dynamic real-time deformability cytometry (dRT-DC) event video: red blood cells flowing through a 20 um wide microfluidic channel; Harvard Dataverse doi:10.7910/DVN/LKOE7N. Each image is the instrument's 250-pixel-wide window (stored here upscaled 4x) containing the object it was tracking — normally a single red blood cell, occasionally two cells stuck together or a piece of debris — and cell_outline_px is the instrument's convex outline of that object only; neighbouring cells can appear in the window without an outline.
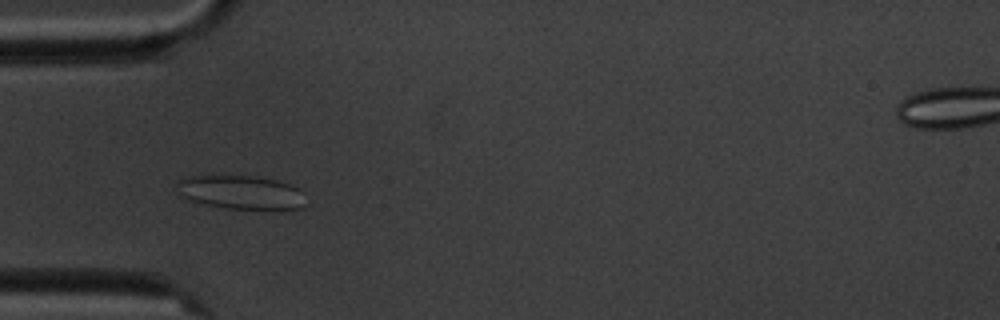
{"species": "common noctule bat (a hibernating species)", "species_latin": "Nyctalus noctula", "temperature_condition": "cold", "stored_images_in_passage": 5, "camera_frame_rate_fps": 3000, "um_per_image_px": 0.085, "animal": {"sex": "male", "body_mass_g": 20.1, "forearm_length_mm": 53.5}, "frame": {"image": 1, "passage_image": 4, "time_ms": 3.333, "image_size_px": [1000, 320], "cell_outline_px": [[308, 204], [300, 208], [280, 212], [276, 212], [228, 208], [188, 200], [180, 196], [176, 184], [176, 180], [188, 176], [212, 172], [248, 176], [276, 180], [300, 188], [304, 192]], "centroid_in_image_um": [20.52, 16.35], "position_along_channel_um": 64.5, "area_um2": 27.11}}
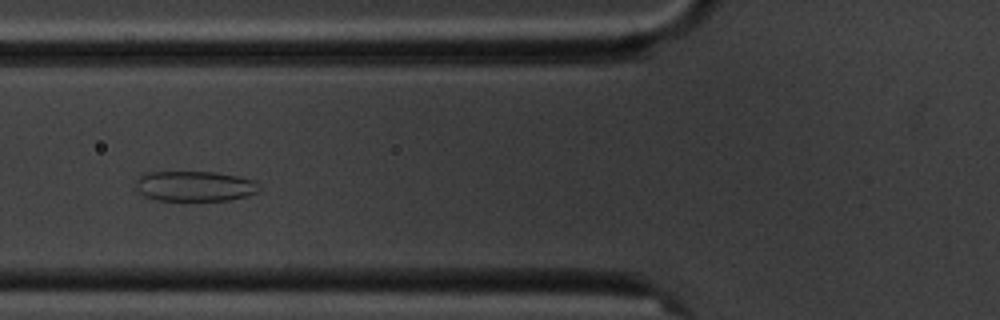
{"frame": {"image": 2, "passage_image": 5, "time_ms": 4.667, "image_size_px": [1000, 320], "cell_outline_px": [[260, 192], [248, 196], [228, 200], [156, 200], [144, 196], [132, 184], [140, 176], [148, 172], [216, 172], [256, 180], [260, 184]], "centroid_in_image_um": [16.58, 15.82], "position_along_channel_um": 109.2, "area_um2": 22.02}}